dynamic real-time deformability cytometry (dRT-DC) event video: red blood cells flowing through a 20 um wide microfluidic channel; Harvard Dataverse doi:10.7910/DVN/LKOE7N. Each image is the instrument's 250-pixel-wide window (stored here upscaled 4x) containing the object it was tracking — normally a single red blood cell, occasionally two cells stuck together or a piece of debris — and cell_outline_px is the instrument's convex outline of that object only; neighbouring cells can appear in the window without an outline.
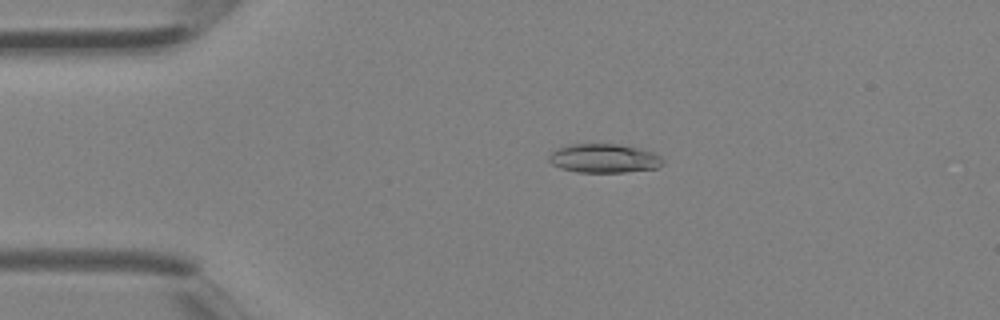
{"species": "Egyptian fruit bat (a non-hibernating species)", "species_latin": "Rousettus aegyptiacus", "temperature_condition": "room temperature", "stored_images_in_passage": 5, "camera_frame_rate_fps": 3000, "um_per_image_px": 0.085, "animal": {"sex": "female"}, "frame": {"image": 1, "passage_image": 3, "time_ms": 0.667, "image_size_px": [1000, 320], "cell_outline_px": [[664, 164], [656, 168], [624, 172], [576, 172], [560, 168], [552, 164], [548, 160], [548, 156], [556, 148], [572, 144], [616, 144], [656, 152], [664, 160]], "centroid_in_image_um": [51.34, 13.46], "position_along_channel_um": 33.7, "area_um2": 19.25}}
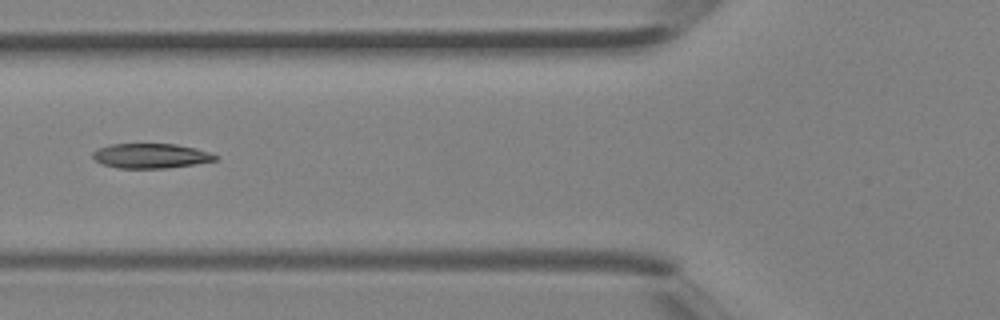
{"frame": {"image": 2, "passage_image": 5, "time_ms": 1.333, "image_size_px": [1000, 320], "cell_outline_px": [[216, 160], [196, 164], [168, 168], [116, 168], [104, 164], [96, 160], [92, 156], [92, 152], [96, 148], [112, 144], [176, 144], [196, 148], [208, 152], [216, 156]], "centroid_in_image_um": [12.79, 13.24], "position_along_channel_um": 113.0, "area_um2": 17.63}}